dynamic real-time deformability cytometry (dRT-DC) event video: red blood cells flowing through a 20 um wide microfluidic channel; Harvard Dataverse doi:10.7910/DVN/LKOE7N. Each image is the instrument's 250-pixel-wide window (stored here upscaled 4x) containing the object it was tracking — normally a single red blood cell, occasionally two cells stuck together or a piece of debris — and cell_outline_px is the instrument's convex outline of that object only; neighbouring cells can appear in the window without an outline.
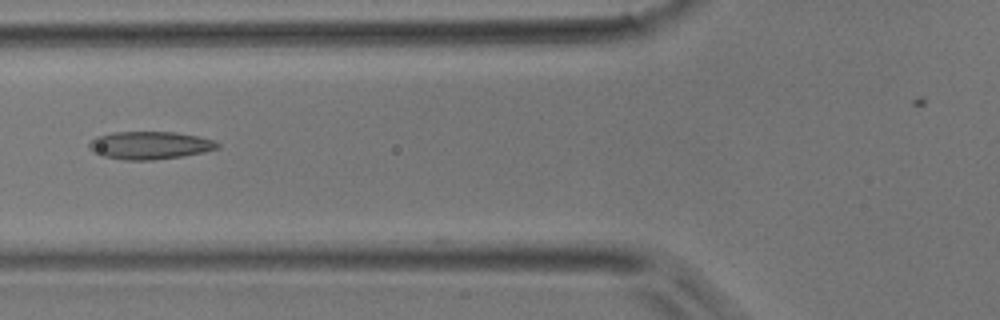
{"species": "common noctule bat (a hibernating species)", "species_latin": "Nyctalus noctula", "temperature_condition": "room temperature", "stored_images_in_passage": 22, "camera_frame_rate_fps": 3000, "um_per_image_px": 0.085, "animal": {"sex": "male", "body_mass_g": 17.9}, "frame": {"image": 1, "passage_image": 17, "time_ms": 5.333, "image_size_px": [1000, 320], "cell_outline_px": [[220, 148], [204, 152], [184, 156], [152, 160], [124, 160], [104, 156], [92, 152], [88, 148], [88, 144], [96, 136], [112, 132], [176, 132], [216, 140], [220, 144]], "centroid_in_image_um": [12.74, 12.35], "position_along_channel_um": 113.1, "area_um2": 20.98}}